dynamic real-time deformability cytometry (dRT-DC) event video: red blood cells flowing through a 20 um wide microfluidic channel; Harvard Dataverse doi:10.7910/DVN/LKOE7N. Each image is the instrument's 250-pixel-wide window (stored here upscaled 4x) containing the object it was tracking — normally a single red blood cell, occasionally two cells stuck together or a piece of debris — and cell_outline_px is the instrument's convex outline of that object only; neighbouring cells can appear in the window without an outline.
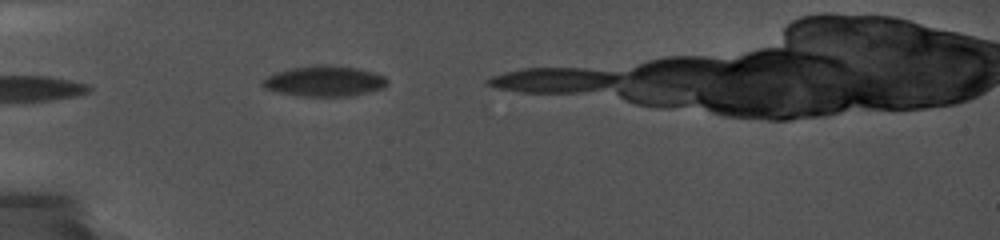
{"species": "common noctule bat (a hibernating species)", "species_latin": "Nyctalus noctula", "temperature_condition": "cold", "stored_images_in_passage": 19, "camera_frame_rate_fps": 5000, "um_per_image_px": 0.085, "animal": {"sex": "female", "body_mass_g": 19.0, "forearm_length_mm": 56.7}, "frame": {"image": 1, "passage_image": 1, "time_ms": 0.0, "image_size_px": [1000, 240], "cell_outline_px": [[388, 84], [384, 88], [348, 96], [296, 96], [276, 92], [264, 88], [260, 84], [260, 80], [276, 72], [292, 68], [312, 64], [328, 64], [356, 68], [376, 72], [384, 76], [388, 80]], "centroid_in_image_um": [27.54, 6.89], "position_along_channel_um": 57.5, "area_um2": 22.54}}
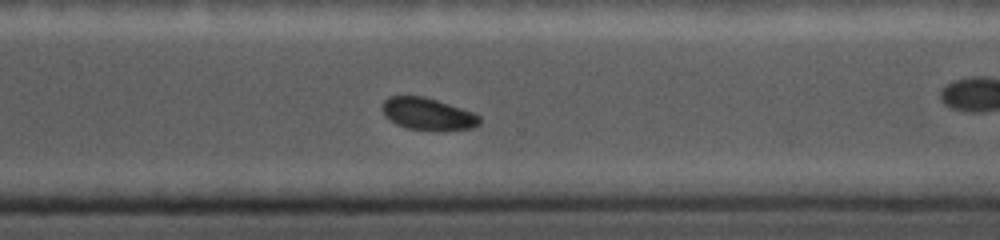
{"frame": {"image": 2, "passage_image": 13, "time_ms": 5.4, "image_size_px": [1000, 240], "cell_outline_px": [[480, 124], [472, 128], [404, 128], [388, 120], [384, 116], [380, 108], [384, 100], [392, 96], [420, 96], [436, 100], [472, 112], [480, 116]], "centroid_in_image_um": [36.27, 9.65], "position_along_channel_um": 334.3, "area_um2": 17.57}}